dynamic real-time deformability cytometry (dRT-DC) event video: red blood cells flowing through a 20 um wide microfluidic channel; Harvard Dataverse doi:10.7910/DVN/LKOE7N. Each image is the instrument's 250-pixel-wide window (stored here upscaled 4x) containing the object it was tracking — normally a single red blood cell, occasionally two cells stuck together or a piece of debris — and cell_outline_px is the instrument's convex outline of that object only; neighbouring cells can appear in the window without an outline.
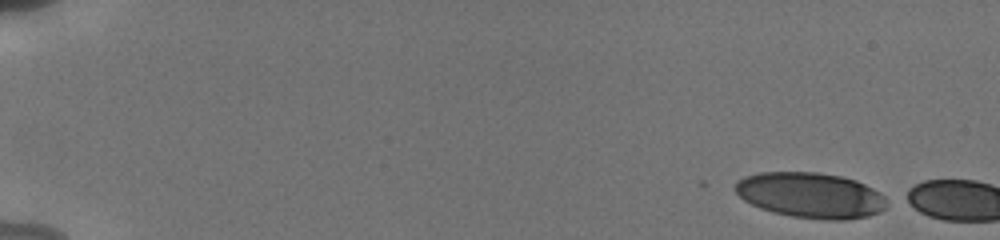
{"species": "human", "species_latin": "Homo sapiens", "temperature_condition": "cold", "stored_images_in_passage": 3, "camera_frame_rate_fps": 3000, "um_per_image_px": 0.085, "donor": {"sex": "male"}, "frame": {"image": 1, "passage_image": 1, "time_ms": 0.0, "image_size_px": [1000, 240], "cell_outline_px": [[892, 200], [880, 212], [868, 216], [848, 220], [824, 220], [792, 216], [772, 212], [760, 208], [744, 200], [736, 192], [736, 180], [744, 176], [760, 172], [820, 172], [840, 176], [856, 180], [880, 192]], "centroid_in_image_um": [68.95, 16.6], "position_along_channel_um": 16.0, "area_um2": 40.58}}